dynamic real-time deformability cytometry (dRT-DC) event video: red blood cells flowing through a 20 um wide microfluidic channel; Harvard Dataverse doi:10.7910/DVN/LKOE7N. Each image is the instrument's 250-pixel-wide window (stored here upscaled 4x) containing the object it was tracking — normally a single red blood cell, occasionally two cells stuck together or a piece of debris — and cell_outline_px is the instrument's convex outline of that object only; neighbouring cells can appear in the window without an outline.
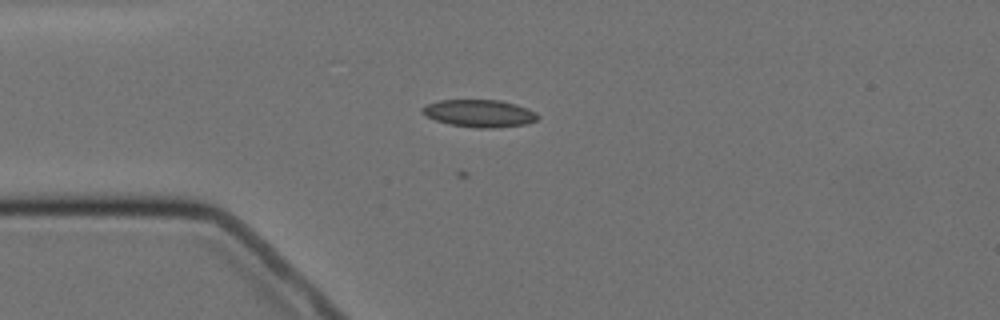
{"species": "Egyptian fruit bat (a non-hibernating species)", "species_latin": "Rousettus aegyptiacus", "temperature_condition": "cold", "stored_images_in_passage": 8, "camera_frame_rate_fps": 3000, "um_per_image_px": 0.085, "animal": {"sex": "female"}, "frame": {"image": 1, "passage_image": 4, "time_ms": 3.333, "image_size_px": [1000, 320], "cell_outline_px": [[540, 116], [536, 120], [528, 124], [492, 128], [476, 128], [448, 124], [436, 120], [420, 112], [420, 108], [428, 104], [440, 100], [500, 100], [516, 104], [528, 108], [536, 112]], "centroid_in_image_um": [40.77, 9.64], "position_along_channel_um": 44.2, "area_um2": 18.55}}
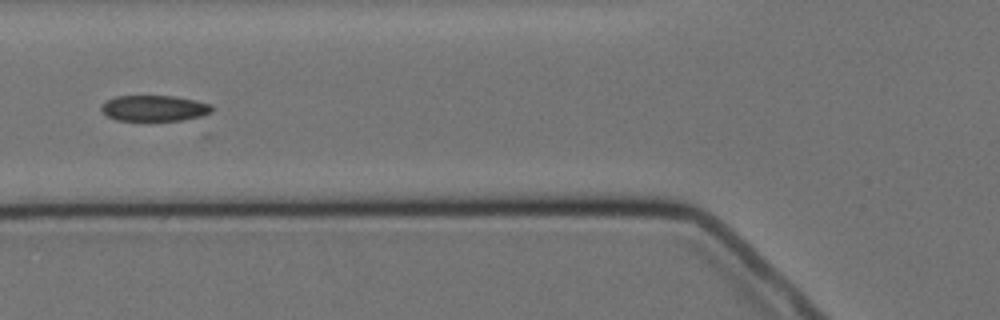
{"frame": {"image": 2, "passage_image": 6, "time_ms": 5.667, "image_size_px": [1000, 320], "cell_outline_px": [[212, 112], [200, 116], [180, 120], [116, 120], [108, 116], [100, 108], [108, 100], [116, 96], [176, 96], [196, 100], [212, 104]], "centroid_in_image_um": [13.15, 9.19], "position_along_channel_um": 112.7, "area_um2": 16.47}}
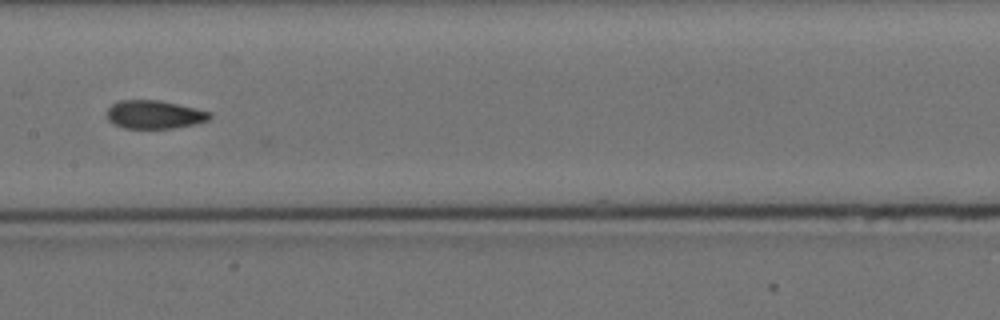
{"frame": {"image": 3, "passage_image": 8, "time_ms": 8.0, "image_size_px": [1000, 320], "cell_outline_px": [[212, 116], [208, 120], [196, 124], [172, 128], [124, 128], [112, 124], [108, 120], [108, 108], [112, 104], [120, 100], [160, 100], [196, 108], [212, 112]], "centroid_in_image_um": [13.14, 9.73], "position_along_channel_um": 194.3, "area_um2": 17.05}}